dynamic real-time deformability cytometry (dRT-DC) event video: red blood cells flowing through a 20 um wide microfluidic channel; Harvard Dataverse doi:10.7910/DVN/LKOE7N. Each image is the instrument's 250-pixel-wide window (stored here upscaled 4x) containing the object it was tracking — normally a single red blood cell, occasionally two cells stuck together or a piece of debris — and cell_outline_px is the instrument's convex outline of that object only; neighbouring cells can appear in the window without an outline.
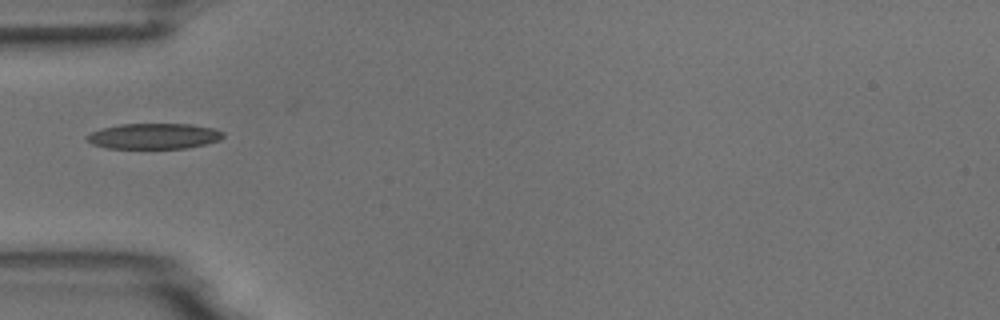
{"species": "common noctule bat (a hibernating species)", "species_latin": "Nyctalus noctula", "temperature_condition": "room temperature", "stored_images_in_passage": 6, "camera_frame_rate_fps": 3000, "um_per_image_px": 0.085, "animal": {"sex": "male", "body_mass_g": 18.8}, "frame": {"image": 1, "passage_image": 6, "time_ms": 5.667, "image_size_px": [1000, 320], "cell_outline_px": [[224, 136], [220, 140], [188, 148], [108, 148], [92, 144], [84, 136], [100, 128], [120, 124], [192, 124], [216, 128], [224, 132]], "centroid_in_image_um": [13.1, 11.56], "position_along_channel_um": 71.9, "area_um2": 20.46}}